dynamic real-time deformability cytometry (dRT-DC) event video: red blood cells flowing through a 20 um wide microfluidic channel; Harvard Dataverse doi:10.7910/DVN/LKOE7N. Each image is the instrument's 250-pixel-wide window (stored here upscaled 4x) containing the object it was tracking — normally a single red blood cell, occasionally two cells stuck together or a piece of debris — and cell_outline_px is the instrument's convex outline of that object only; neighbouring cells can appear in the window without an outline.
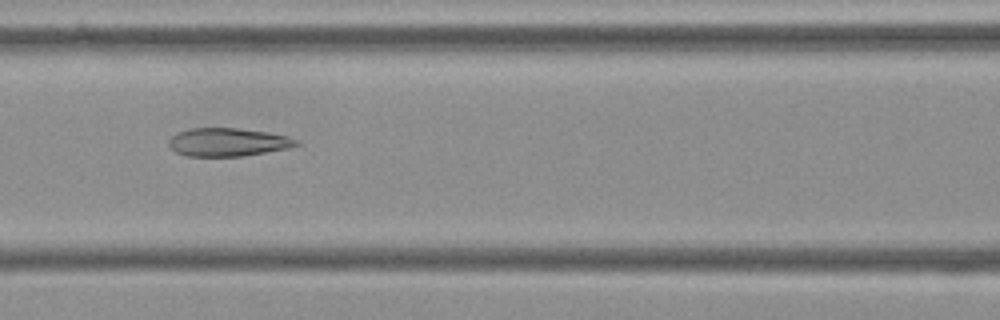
{"species": "Egyptian fruit bat (a non-hibernating species)", "species_latin": "Rousettus aegyptiacus", "temperature_condition": "cold", "stored_images_in_passage": 6, "camera_frame_rate_fps": 3000, "um_per_image_px": 0.085, "frame": {"image": 1, "passage_image": 3, "time_ms": 0.667, "image_size_px": [1000, 320], "cell_outline_px": [[300, 144], [288, 148], [244, 156], [188, 156], [176, 152], [168, 144], [168, 140], [176, 132], [192, 128], [236, 128], [268, 132], [288, 136], [300, 140]], "centroid_in_image_um": [19.38, 12.08], "position_along_channel_um": 147.2, "area_um2": 21.04}}
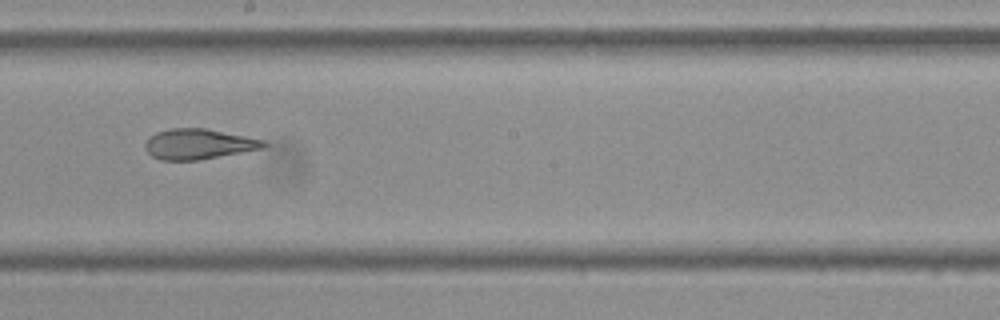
{"frame": {"image": 2, "passage_image": 5, "time_ms": 1.333, "image_size_px": [1000, 320], "cell_outline_px": [[268, 144], [264, 148], [196, 160], [160, 160], [152, 156], [144, 148], [144, 144], [156, 132], [172, 128], [204, 128], [264, 140]], "centroid_in_image_um": [16.86, 12.24], "position_along_channel_um": 231.3, "area_um2": 20.63}}
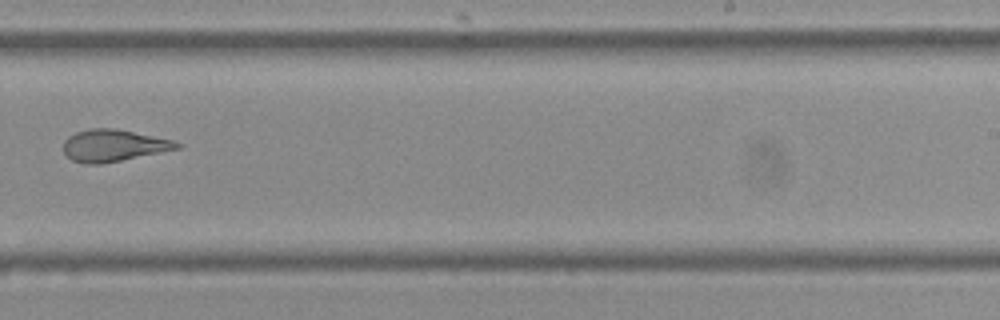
{"frame": {"image": 3, "passage_image": 6, "time_ms": 1.667, "image_size_px": [1000, 320], "cell_outline_px": [[180, 148], [100, 164], [84, 164], [72, 160], [64, 152], [64, 140], [68, 136], [76, 132], [88, 128], [116, 128], [172, 140], [180, 144]], "centroid_in_image_um": [9.59, 12.36], "position_along_channel_um": 279.4, "area_um2": 20.87}}